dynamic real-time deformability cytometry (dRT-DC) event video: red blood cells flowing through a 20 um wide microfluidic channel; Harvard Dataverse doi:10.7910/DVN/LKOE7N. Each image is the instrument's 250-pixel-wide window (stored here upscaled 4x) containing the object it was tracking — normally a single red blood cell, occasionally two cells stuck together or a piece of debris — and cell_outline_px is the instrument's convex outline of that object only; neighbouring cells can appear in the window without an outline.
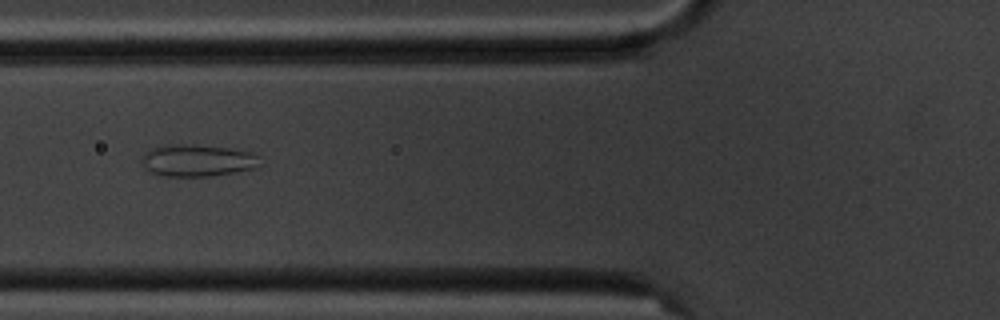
{"species": "common noctule bat (a hibernating species)", "species_latin": "Nyctalus noctula", "temperature_condition": "cold", "stored_images_in_passage": 14, "camera_frame_rate_fps": 3000, "um_per_image_px": 0.085, "animal": {"sex": "male", "body_mass_g": 20.1, "forearm_length_mm": 53.5}, "frame": {"image": 1, "passage_image": 5, "time_ms": 5.667, "image_size_px": [1000, 320], "cell_outline_px": [[264, 164], [260, 168], [236, 172], [208, 176], [160, 176], [148, 172], [144, 168], [140, 160], [144, 152], [148, 148], [160, 144], [196, 144], [232, 148], [256, 152], [260, 156]], "centroid_in_image_um": [16.82, 13.62], "position_along_channel_um": 109.0, "area_um2": 23.24}}
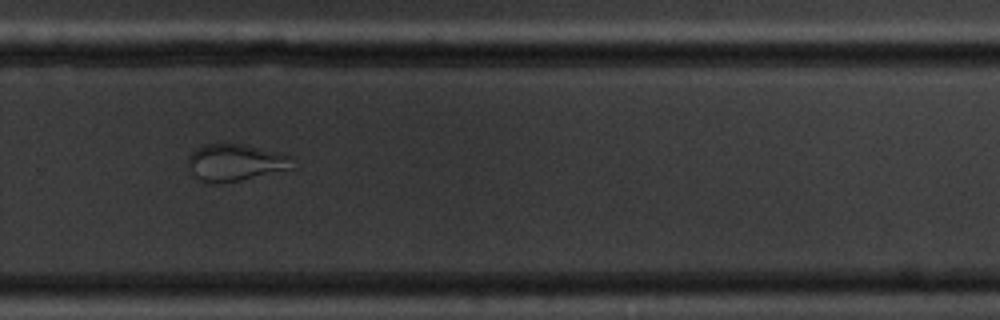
{"frame": {"image": 2, "passage_image": 10, "time_ms": 11.333, "image_size_px": [1000, 320], "cell_outline_px": [[292, 168], [240, 180], [216, 184], [208, 184], [200, 180], [188, 168], [188, 156], [196, 148], [204, 144], [240, 144], [280, 152], [292, 156]], "centroid_in_image_um": [19.97, 13.82], "position_along_channel_um": 309.8, "area_um2": 22.37}}
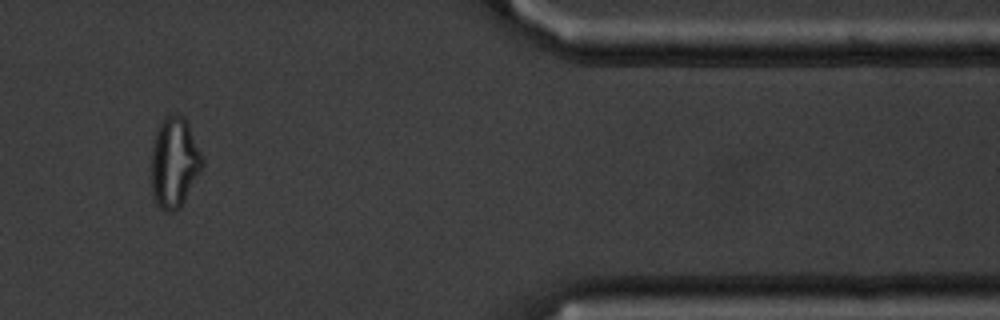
{"frame": {"image": 3, "passage_image": 12, "time_ms": 14.667, "image_size_px": [1000, 320], "cell_outline_px": [[204, 164], [200, 172], [180, 208], [176, 212], [168, 212], [160, 208], [156, 204], [152, 196], [152, 148], [156, 132], [164, 116], [172, 112], [176, 112], [184, 116], [188, 124], [204, 160]], "centroid_in_image_um": [14.81, 13.81], "position_along_channel_um": 396.6, "area_um2": 26.99}}